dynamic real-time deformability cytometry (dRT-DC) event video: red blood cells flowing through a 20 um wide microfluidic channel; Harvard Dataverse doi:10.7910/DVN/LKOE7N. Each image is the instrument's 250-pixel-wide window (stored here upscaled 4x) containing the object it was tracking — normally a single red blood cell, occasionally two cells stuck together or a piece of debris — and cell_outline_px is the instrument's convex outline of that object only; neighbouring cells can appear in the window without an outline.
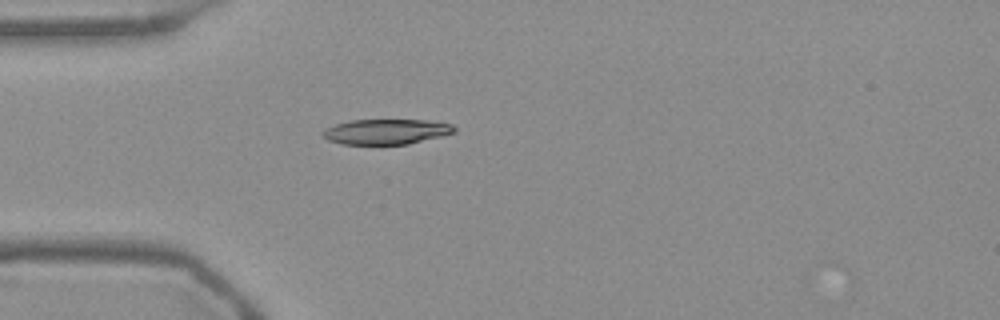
{"species": "Egyptian fruit bat (a non-hibernating species)", "species_latin": "Rousettus aegyptiacus", "temperature_condition": "warm", "stored_images_in_passage": 3, "camera_frame_rate_fps": 3000, "um_per_image_px": 0.085, "frame": {"image": 1, "passage_image": 1, "time_ms": 0.0, "image_size_px": [1000, 320], "cell_outline_px": [[456, 132], [444, 136], [408, 144], [340, 144], [328, 140], [320, 136], [320, 132], [324, 128], [336, 124], [352, 120], [424, 120], [452, 124], [456, 128]], "centroid_in_image_um": [32.8, 11.2], "position_along_channel_um": 52.2, "area_um2": 19.54}}